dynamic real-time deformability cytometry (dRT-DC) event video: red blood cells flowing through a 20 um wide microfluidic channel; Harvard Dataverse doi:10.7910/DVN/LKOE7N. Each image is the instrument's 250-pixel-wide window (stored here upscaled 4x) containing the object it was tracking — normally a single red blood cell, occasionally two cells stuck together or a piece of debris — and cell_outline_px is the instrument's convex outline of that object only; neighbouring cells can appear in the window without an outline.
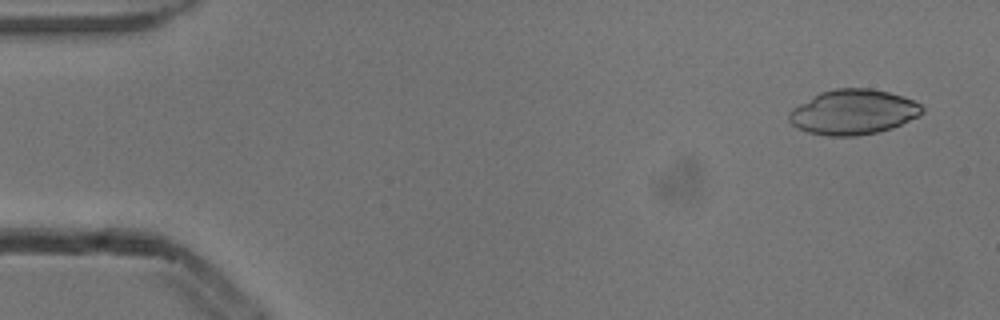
{"species": "common noctule bat (a hibernating species)", "species_latin": "Nyctalus noctula", "temperature_condition": "cold", "stored_images_in_passage": 4, "camera_frame_rate_fps": 3000, "um_per_image_px": 0.085, "animal": {"sex": "male", "body_mass_g": 13.3}, "frame": {"image": 1, "passage_image": 1, "time_ms": 0.0, "image_size_px": [1000, 320], "cell_outline_px": [[924, 112], [920, 116], [892, 128], [876, 132], [856, 136], [828, 136], [808, 132], [796, 128], [788, 120], [788, 112], [792, 108], [820, 92], [836, 88], [872, 88], [888, 92], [912, 100], [920, 104], [924, 108]], "centroid_in_image_um": [72.51, 9.53], "position_along_channel_um": 12.5, "area_um2": 34.97}}